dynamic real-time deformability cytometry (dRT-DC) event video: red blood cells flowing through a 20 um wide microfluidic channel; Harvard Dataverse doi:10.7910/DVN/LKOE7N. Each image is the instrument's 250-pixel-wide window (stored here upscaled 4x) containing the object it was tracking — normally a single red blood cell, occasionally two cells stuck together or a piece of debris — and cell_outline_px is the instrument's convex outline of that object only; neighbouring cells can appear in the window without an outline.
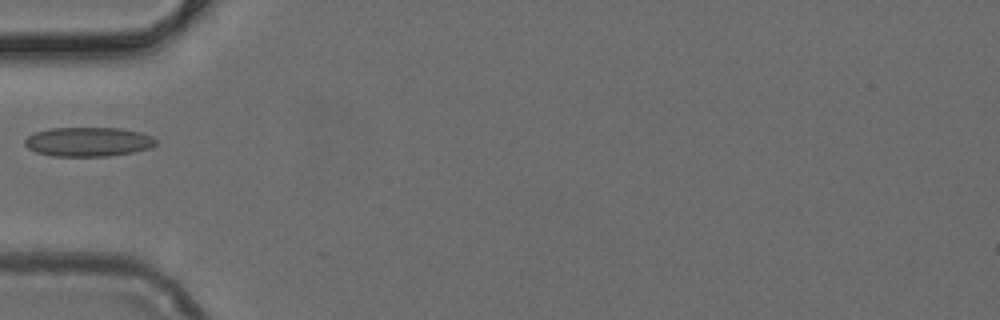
{"species": "common noctule bat (a hibernating species)", "species_latin": "Nyctalus noctula", "temperature_condition": "cold", "stored_images_in_passage": 18, "camera_frame_rate_fps": 3000, "um_per_image_px": 0.085, "animal": {"sex": "female", "body_mass_g": 24.6, "forearm_length_mm": 56.2}, "frame": {"image": 1, "passage_image": 1, "time_ms": 0.0, "image_size_px": [1000, 320], "cell_outline_px": [[156, 144], [148, 148], [132, 152], [108, 156], [52, 156], [36, 152], [28, 148], [24, 144], [24, 140], [28, 136], [36, 132], [48, 128], [120, 128], [140, 132], [152, 136], [156, 140]], "centroid_in_image_um": [7.47, 12.05], "position_along_channel_um": 77.5, "area_um2": 22.31}}
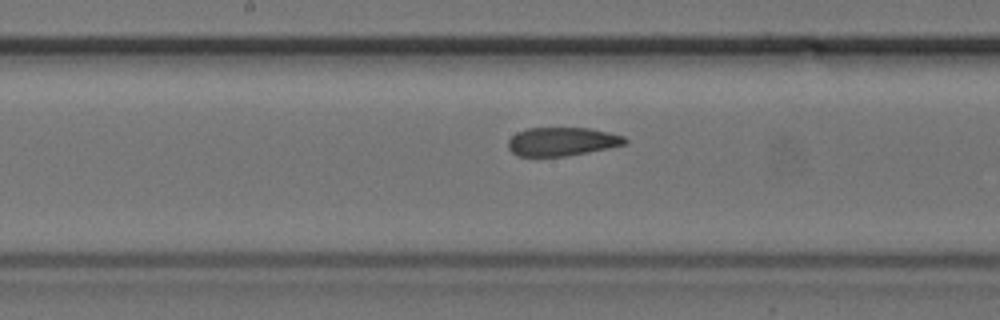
{"frame": {"image": 2, "passage_image": 10, "time_ms": 3.0, "image_size_px": [1000, 320], "cell_outline_px": [[628, 144], [588, 152], [564, 156], [516, 156], [508, 148], [508, 140], [516, 132], [528, 128], [588, 128], [608, 132], [624, 136], [628, 140]], "centroid_in_image_um": [47.77, 12.03], "position_along_channel_um": 200.4, "area_um2": 19.48}}
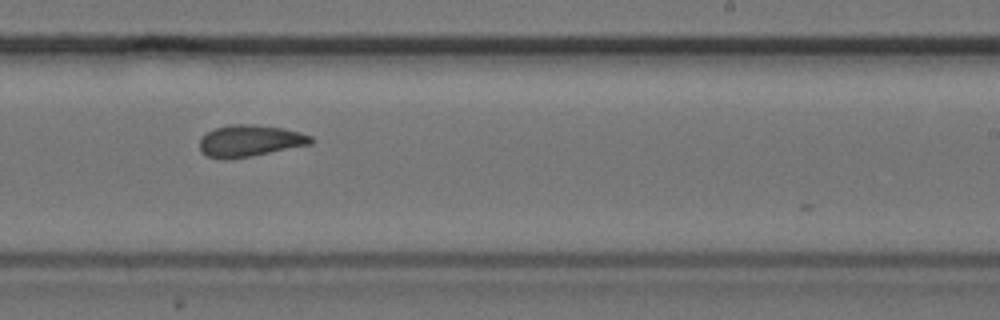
{"frame": {"image": 3, "passage_image": 15, "time_ms": 4.667, "image_size_px": [1000, 320], "cell_outline_px": [[316, 140], [312, 144], [248, 156], [224, 160], [220, 160], [208, 156], [200, 152], [200, 136], [216, 128], [232, 124], [252, 124], [280, 128], [300, 132], [312, 136]], "centroid_in_image_um": [21.22, 11.97], "position_along_channel_um": 267.8, "area_um2": 20.46}}